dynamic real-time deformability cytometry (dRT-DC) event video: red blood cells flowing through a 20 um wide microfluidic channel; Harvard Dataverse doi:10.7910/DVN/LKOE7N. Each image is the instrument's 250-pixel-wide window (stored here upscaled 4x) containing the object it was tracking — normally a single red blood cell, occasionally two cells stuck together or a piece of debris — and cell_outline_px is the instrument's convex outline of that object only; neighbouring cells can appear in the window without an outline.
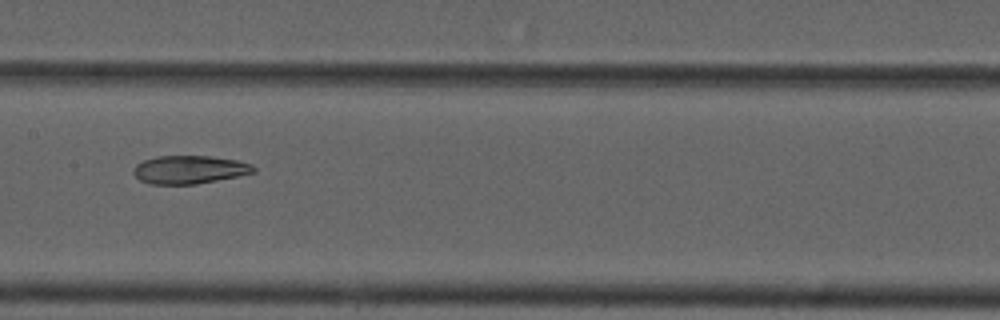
{"species": "common noctule bat (a hibernating species)", "species_latin": "Nyctalus noctula", "temperature_condition": "cold", "stored_images_in_passage": 8, "camera_frame_rate_fps": 3000, "um_per_image_px": 0.085, "animal": {"sex": "male", "forearm_length_mm": 52.5}, "frame": {"image": 1, "passage_image": 6, "time_ms": 5.667, "image_size_px": [1000, 320], "cell_outline_px": [[256, 172], [196, 184], [148, 184], [140, 180], [132, 172], [132, 168], [136, 164], [144, 160], [156, 156], [212, 156], [236, 160], [252, 164], [256, 168]], "centroid_in_image_um": [16.08, 14.41], "position_along_channel_um": 191.3, "area_um2": 19.77}}
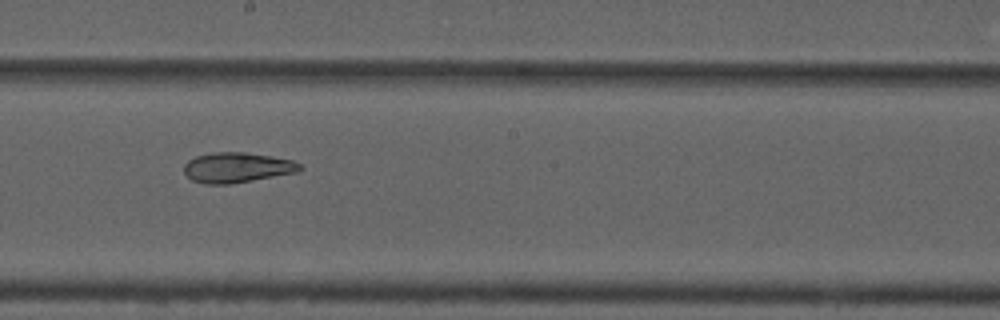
{"frame": {"image": 2, "passage_image": 7, "time_ms": 6.667, "image_size_px": [1000, 320], "cell_outline_px": [[304, 168], [296, 172], [252, 180], [228, 184], [204, 184], [192, 180], [184, 172], [184, 164], [188, 160], [196, 156], [212, 152], [244, 152], [272, 156], [292, 160], [300, 164]], "centroid_in_image_um": [20.12, 14.23], "position_along_channel_um": 228.1, "area_um2": 20.29}}
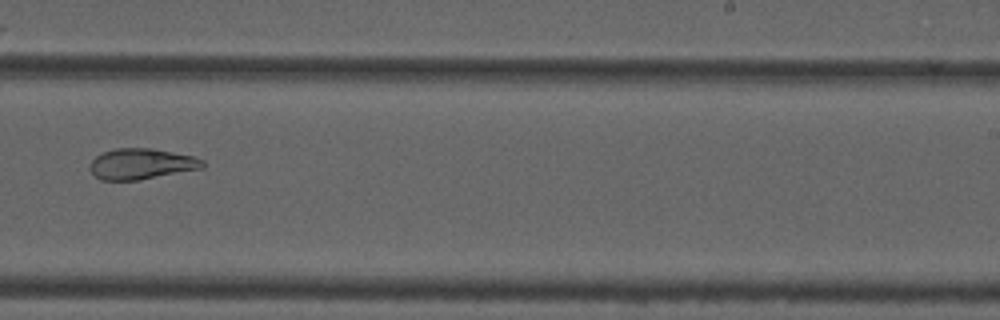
{"frame": {"image": 3, "passage_image": 8, "time_ms": 8.0, "image_size_px": [1000, 320], "cell_outline_px": [[204, 168], [136, 180], [100, 180], [88, 168], [88, 164], [96, 156], [104, 152], [116, 148], [152, 148], [192, 156], [204, 160]], "centroid_in_image_um": [11.99, 13.93], "position_along_channel_um": 277.0, "area_um2": 20.11}}